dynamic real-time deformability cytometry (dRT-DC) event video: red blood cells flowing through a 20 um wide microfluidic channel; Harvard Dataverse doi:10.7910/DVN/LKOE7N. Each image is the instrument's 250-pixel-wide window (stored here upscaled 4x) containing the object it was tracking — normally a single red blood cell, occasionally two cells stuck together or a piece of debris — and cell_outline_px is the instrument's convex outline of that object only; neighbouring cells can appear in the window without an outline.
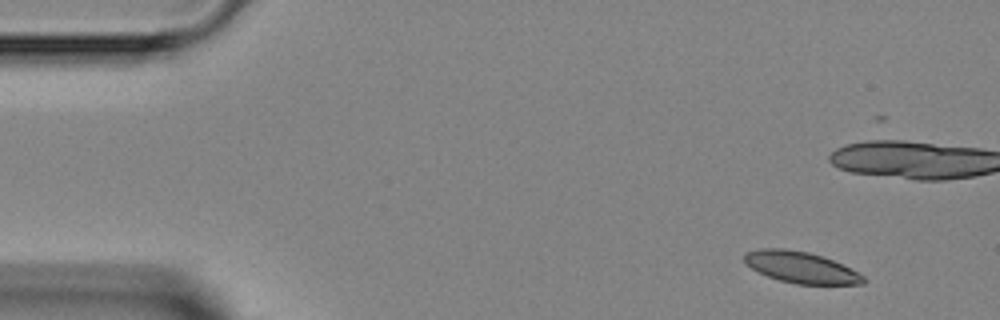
{"species": "Egyptian fruit bat (a non-hibernating species)", "species_latin": "Rousettus aegyptiacus", "temperature_condition": "room temperature", "stored_images_in_passage": 5, "camera_frame_rate_fps": 3000, "um_per_image_px": 0.085, "animal": {"sex": "female"}, "frame": {"image": 1, "passage_image": 1, "time_ms": 0.0, "image_size_px": [1000, 320], "cell_outline_px": [[868, 280], [864, 284], [796, 284], [780, 280], [768, 276], [744, 264], [744, 256], [748, 252], [760, 248], [784, 248], [808, 252], [832, 260], [864, 276]], "centroid_in_image_um": [68.06, 22.73], "position_along_channel_um": 16.9, "area_um2": 21.44}}